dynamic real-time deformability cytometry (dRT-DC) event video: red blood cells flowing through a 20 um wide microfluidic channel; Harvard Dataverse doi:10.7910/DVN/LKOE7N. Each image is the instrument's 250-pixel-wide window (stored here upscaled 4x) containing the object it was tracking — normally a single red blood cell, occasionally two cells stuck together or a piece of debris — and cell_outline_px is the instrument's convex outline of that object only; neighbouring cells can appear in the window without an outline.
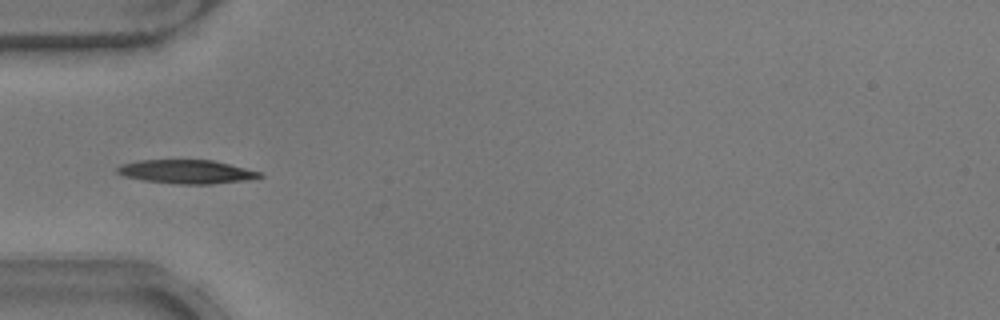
{"species": "common noctule bat (a hibernating species)", "species_latin": "Nyctalus noctula", "temperature_condition": "warm", "stored_images_in_passage": 24, "camera_frame_rate_fps": 3000, "um_per_image_px": 0.085, "animal": {"sex": "male", "body_mass_g": 17.9}, "frame": {"image": 1, "passage_image": 17, "time_ms": 5.333, "image_size_px": [1000, 320], "cell_outline_px": [[264, 176], [244, 180], [212, 184], [176, 184], [144, 180], [124, 176], [116, 172], [116, 168], [120, 164], [140, 160], [212, 160], [260, 172]], "centroid_in_image_um": [15.8, 14.59], "position_along_channel_um": 69.2, "area_um2": 19.48}}